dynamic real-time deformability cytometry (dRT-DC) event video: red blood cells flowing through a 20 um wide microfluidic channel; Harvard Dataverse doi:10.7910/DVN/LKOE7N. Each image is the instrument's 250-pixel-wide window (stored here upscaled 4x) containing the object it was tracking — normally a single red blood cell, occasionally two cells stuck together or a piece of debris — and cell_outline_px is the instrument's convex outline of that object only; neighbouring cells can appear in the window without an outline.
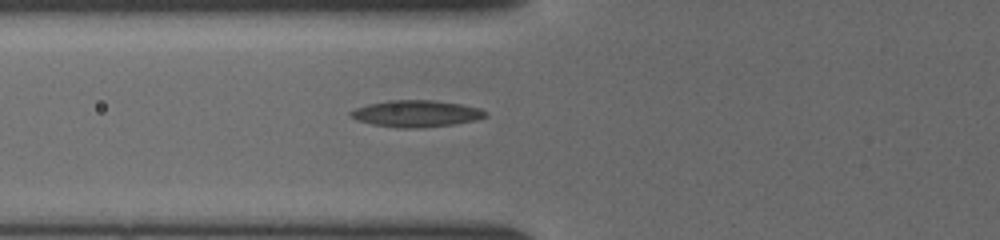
{"species": "common noctule bat (a hibernating species)", "species_latin": "Nyctalus noctula", "temperature_condition": "cold", "stored_images_in_passage": 35, "camera_frame_rate_fps": 3000, "um_per_image_px": 0.085, "animal": {"sex": "female", "body_mass_g": 19.5, "forearm_length_mm": 54.1}, "frame": {"image": 1, "passage_image": 5, "time_ms": 1.333, "image_size_px": [1000, 240], "cell_outline_px": [[488, 112], [484, 116], [472, 120], [452, 124], [424, 128], [400, 128], [372, 124], [360, 120], [352, 116], [348, 112], [356, 108], [368, 104], [388, 100], [432, 100], [460, 104], [480, 108]], "centroid_in_image_um": [35.36, 9.65], "position_along_channel_um": 90.4, "area_um2": 20.63}}
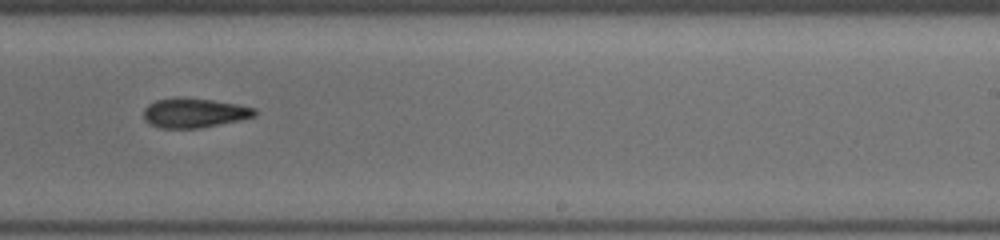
{"frame": {"image": 2, "passage_image": 18, "time_ms": 5.667, "image_size_px": [1000, 240], "cell_outline_px": [[256, 116], [220, 124], [200, 128], [160, 128], [148, 124], [144, 120], [144, 108], [148, 104], [156, 100], [176, 96], [180, 96], [212, 100], [236, 104], [256, 108]], "centroid_in_image_um": [16.46, 9.58], "position_along_channel_um": 272.5, "area_um2": 19.31}}
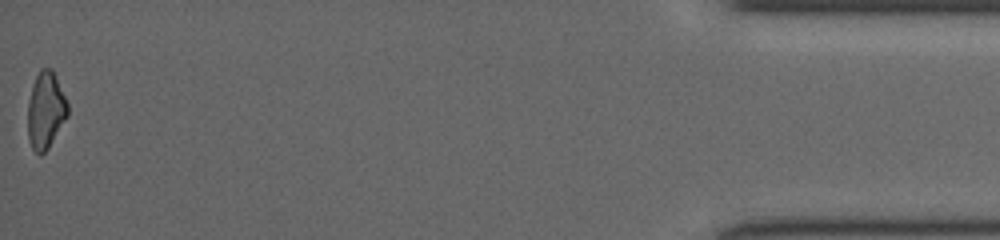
{"frame": {"image": 3, "passage_image": 35, "time_ms": 11.333, "image_size_px": [1000, 240], "cell_outline_px": [[68, 116], [48, 148], [40, 156], [32, 148], [28, 140], [28, 104], [32, 88], [36, 76], [40, 68], [52, 68], [68, 104]], "centroid_in_image_um": [3.88, 9.39], "position_along_channel_um": 431.3, "area_um2": 17.74}}